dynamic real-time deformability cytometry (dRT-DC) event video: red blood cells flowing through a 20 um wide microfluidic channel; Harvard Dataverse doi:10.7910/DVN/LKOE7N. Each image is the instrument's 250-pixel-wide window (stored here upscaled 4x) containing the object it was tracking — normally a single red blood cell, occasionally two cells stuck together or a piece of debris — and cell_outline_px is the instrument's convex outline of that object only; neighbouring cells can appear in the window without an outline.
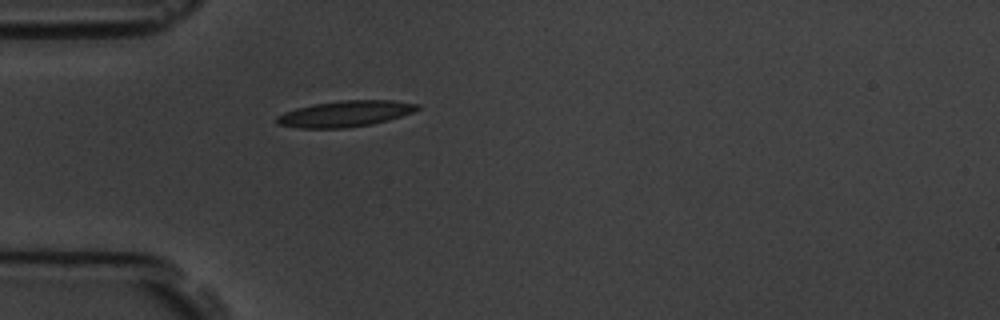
{"species": "common noctule bat (a hibernating species)", "species_latin": "Nyctalus noctula", "temperature_condition": "room temperature", "stored_images_in_passage": 1, "camera_frame_rate_fps": 3000, "um_per_image_px": 0.085, "animal": {"sex": "male", "body_mass_g": 19.5, "forearm_length_mm": 54.6}, "frame": {"image": 1, "passage_image": 1, "time_ms": 0.0, "image_size_px": [1000, 320], "cell_outline_px": [[420, 108], [412, 112], [388, 120], [372, 124], [344, 128], [300, 128], [276, 124], [276, 116], [284, 112], [296, 108], [312, 104], [340, 100], [392, 100], [420, 104]], "centroid_in_image_um": [29.32, 9.66], "position_along_channel_um": 55.7, "area_um2": 21.39}}